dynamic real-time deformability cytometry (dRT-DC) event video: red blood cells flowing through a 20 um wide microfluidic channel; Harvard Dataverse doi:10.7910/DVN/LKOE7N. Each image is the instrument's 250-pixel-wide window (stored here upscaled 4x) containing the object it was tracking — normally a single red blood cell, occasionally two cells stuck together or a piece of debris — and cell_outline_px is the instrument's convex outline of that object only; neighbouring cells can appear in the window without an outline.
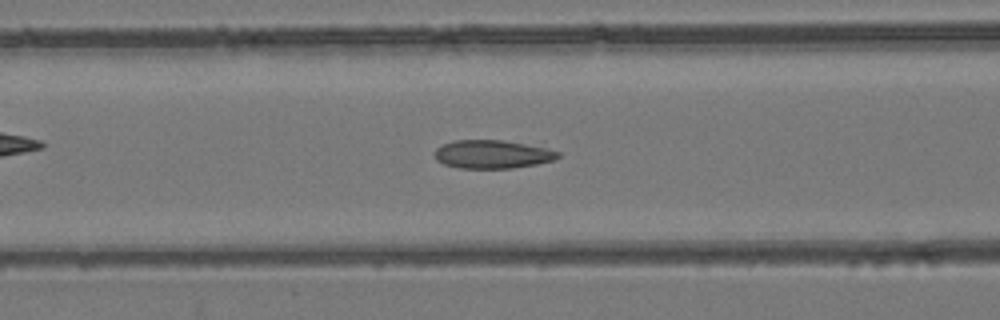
{"species": "common noctule bat (a hibernating species)", "species_latin": "Nyctalus noctula", "temperature_condition": "room temperature", "stored_images_in_passage": 54, "camera_frame_rate_fps": 3000, "um_per_image_px": 0.085, "animal": {"sex": "female", "body_mass_g": 24.6, "forearm_length_mm": 56.2}, "frame": {"image": 1, "passage_image": 22, "time_ms": 7.0, "image_size_px": [1000, 320], "cell_outline_px": [[560, 156], [556, 160], [536, 164], [512, 168], [460, 168], [444, 164], [436, 160], [436, 148], [452, 140], [500, 140], [524, 144], [544, 148], [560, 152]], "centroid_in_image_um": [41.85, 13.12], "position_along_channel_um": 124.8, "area_um2": 20.17}}
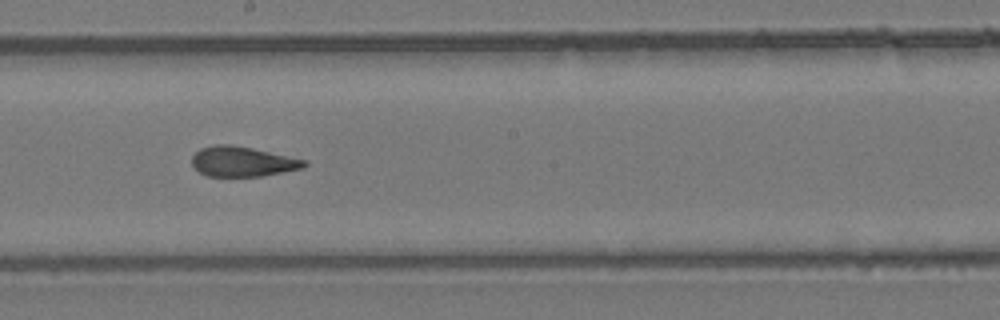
{"frame": {"image": 2, "passage_image": 30, "time_ms": 9.667, "image_size_px": [1000, 320], "cell_outline_px": [[308, 164], [304, 168], [260, 176], [208, 176], [200, 172], [192, 164], [192, 156], [200, 148], [212, 144], [232, 144], [252, 148], [308, 160]], "centroid_in_image_um": [20.63, 13.72], "position_along_channel_um": 227.6, "area_um2": 19.71}}
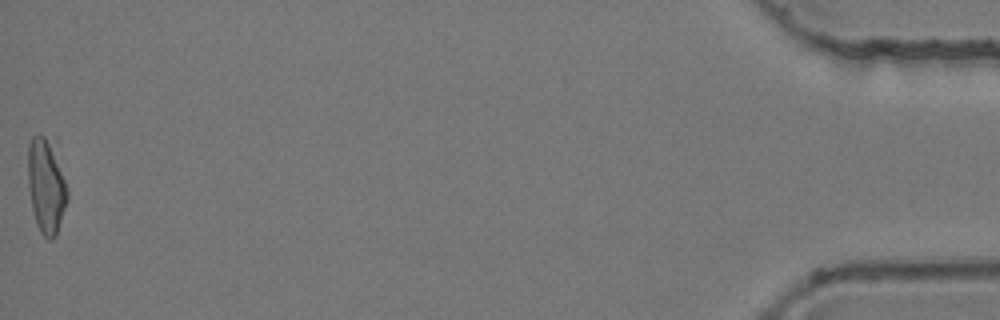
{"frame": {"image": 3, "passage_image": 54, "time_ms": 17.667, "image_size_px": [1000, 320], "cell_outline_px": [[68, 200], [56, 236], [52, 240], [48, 240], [40, 232], [36, 224], [32, 208], [28, 188], [28, 144], [32, 136], [56, 136], [68, 188]], "centroid_in_image_um": [3.98, 15.67], "position_along_channel_um": 431.2, "area_um2": 23.24}, "authors_computed_cell_mechanics": {"area_um2": 21.4438, "velocity_mm_per_s": 3.8596, "shape_relaxation_time_tau1_ms": null, "shape_relaxation_time_tau2_ms": 1.5959, "deformation_change_tau1": null, "deformation_change_tau2": 0.0944}}